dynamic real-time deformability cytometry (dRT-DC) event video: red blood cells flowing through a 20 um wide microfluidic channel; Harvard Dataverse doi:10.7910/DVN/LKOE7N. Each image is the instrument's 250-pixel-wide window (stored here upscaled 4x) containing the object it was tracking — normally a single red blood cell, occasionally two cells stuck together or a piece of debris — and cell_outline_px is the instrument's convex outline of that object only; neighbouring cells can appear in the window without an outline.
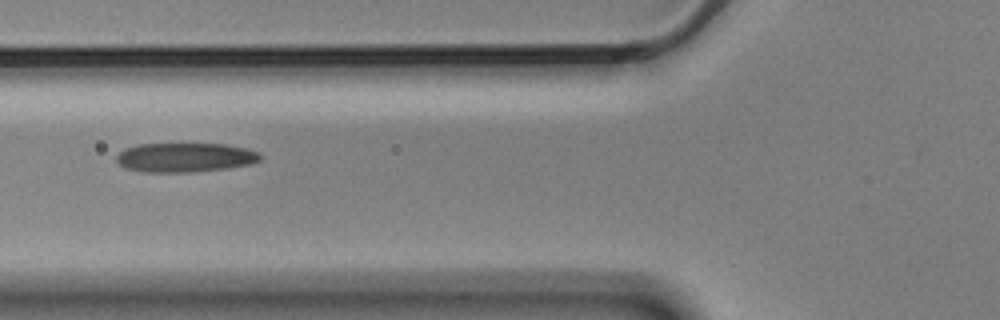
{"species": "Egyptian fruit bat (a non-hibernating species)", "species_latin": "Rousettus aegyptiacus", "temperature_condition": "cold", "stored_images_in_passage": 9, "camera_frame_rate_fps": 3000, "um_per_image_px": 0.085, "animal": {"sex": "male"}, "frame": {"image": 1, "passage_image": 6, "time_ms": 1.667, "image_size_px": [1000, 320], "cell_outline_px": [[264, 156], [260, 160], [252, 164], [228, 168], [192, 172], [144, 172], [124, 168], [116, 160], [116, 156], [124, 148], [140, 144], [224, 144], [248, 148], [260, 152]], "centroid_in_image_um": [15.77, 13.38], "position_along_channel_um": 110.0, "area_um2": 24.8}}
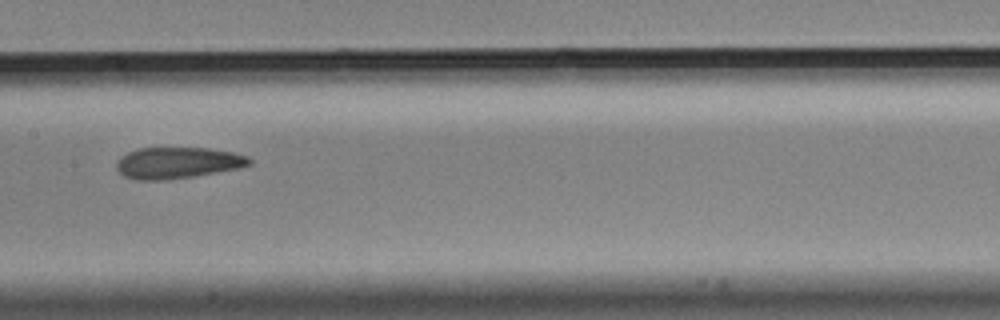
{"frame": {"image": 2, "passage_image": 8, "time_ms": 2.333, "image_size_px": [1000, 320], "cell_outline_px": [[252, 164], [240, 168], [192, 176], [164, 180], [136, 180], [124, 176], [116, 168], [116, 164], [128, 152], [140, 148], [208, 148], [232, 152], [248, 156], [252, 160]], "centroid_in_image_um": [15.13, 13.84], "position_along_channel_um": 192.3, "area_um2": 24.04}}
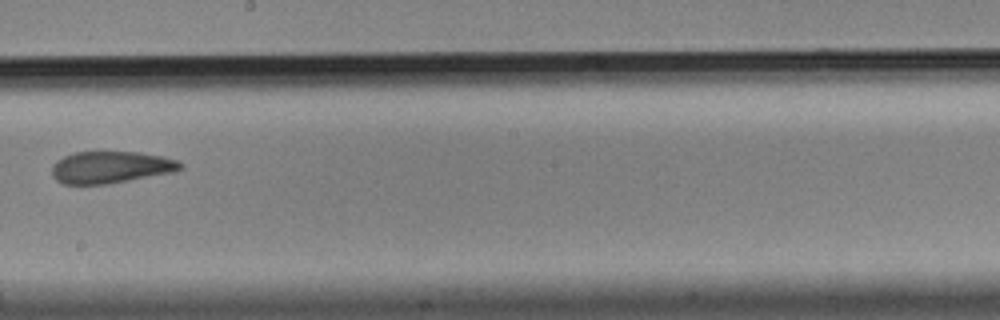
{"frame": {"image": 3, "passage_image": 9, "time_ms": 2.667, "image_size_px": [1000, 320], "cell_outline_px": [[184, 168], [176, 172], [108, 184], [64, 184], [56, 180], [52, 176], [52, 164], [56, 160], [64, 156], [76, 152], [140, 152], [164, 156], [176, 160], [184, 164]], "centroid_in_image_um": [9.45, 14.22], "position_along_channel_um": 238.8, "area_um2": 24.22}}